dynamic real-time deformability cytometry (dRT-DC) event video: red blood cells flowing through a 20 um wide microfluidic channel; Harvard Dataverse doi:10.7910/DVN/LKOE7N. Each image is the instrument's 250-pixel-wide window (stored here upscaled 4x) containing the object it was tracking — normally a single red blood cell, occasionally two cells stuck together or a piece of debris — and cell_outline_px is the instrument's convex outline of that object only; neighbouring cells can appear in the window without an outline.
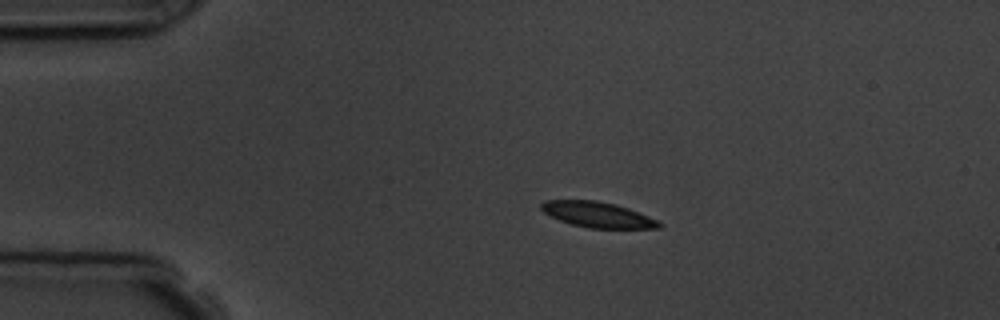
{"species": "common noctule bat (a hibernating species)", "species_latin": "Nyctalus noctula", "temperature_condition": "room temperature", "stored_images_in_passage": 2, "camera_frame_rate_fps": 3000, "um_per_image_px": 0.085, "animal": {"sex": "male", "body_mass_g": 19.5, "forearm_length_mm": 54.6}, "frame": {"image": 1, "passage_image": 1, "time_ms": 0.0, "image_size_px": [1000, 320], "cell_outline_px": [[664, 224], [660, 228], [588, 228], [572, 224], [560, 220], [544, 212], [540, 208], [540, 204], [544, 200], [596, 200], [616, 204], [628, 208], [648, 216]], "centroid_in_image_um": [50.8, 18.24], "position_along_channel_um": 34.2, "area_um2": 17.46}}